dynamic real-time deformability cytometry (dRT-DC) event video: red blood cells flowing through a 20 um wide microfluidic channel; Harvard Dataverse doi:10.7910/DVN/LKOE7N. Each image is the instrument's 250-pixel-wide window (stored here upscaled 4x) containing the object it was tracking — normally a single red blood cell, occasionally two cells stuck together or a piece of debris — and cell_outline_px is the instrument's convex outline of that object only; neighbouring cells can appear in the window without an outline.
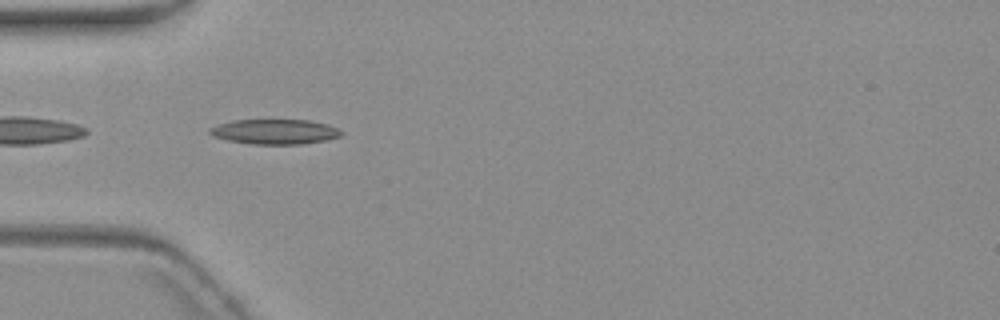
{"species": "common noctule bat (a hibernating species)", "species_latin": "Nyctalus noctula", "temperature_condition": "warm", "stored_images_in_passage": 8, "camera_frame_rate_fps": 3000, "um_per_image_px": 0.085, "animal": {"sex": "female", "body_mass_g": 19.3, "forearm_length_mm": 54.1}, "frame": {"image": 1, "passage_image": 6, "time_ms": 6.0, "image_size_px": [1000, 320], "cell_outline_px": [[344, 132], [340, 136], [324, 140], [300, 144], [252, 144], [228, 140], [212, 136], [208, 132], [208, 128], [220, 124], [236, 120], [308, 120], [328, 124]], "centroid_in_image_um": [23.35, 11.19], "position_along_channel_um": 61.7, "area_um2": 18.96}}
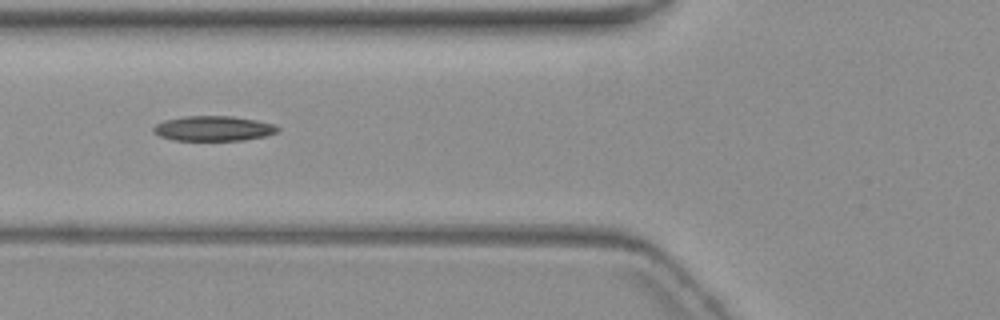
{"frame": {"image": 2, "passage_image": 7, "time_ms": 7.333, "image_size_px": [1000, 320], "cell_outline_px": [[280, 132], [264, 136], [244, 140], [172, 140], [160, 136], [152, 132], [152, 128], [156, 124], [164, 120], [184, 116], [232, 116], [256, 120], [272, 124], [280, 128]], "centroid_in_image_um": [18.12, 10.92], "position_along_channel_um": 107.7, "area_um2": 18.15}}
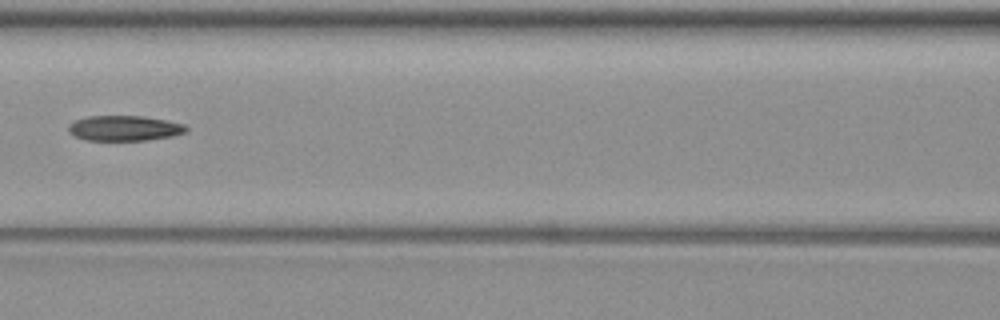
{"frame": {"image": 3, "passage_image": 8, "time_ms": 8.667, "image_size_px": [1000, 320], "cell_outline_px": [[188, 132], [172, 136], [148, 140], [84, 140], [68, 132], [68, 124], [76, 120], [88, 116], [144, 116], [184, 124], [188, 128]], "centroid_in_image_um": [10.58, 10.9], "position_along_channel_um": 156.0, "area_um2": 17.34}}